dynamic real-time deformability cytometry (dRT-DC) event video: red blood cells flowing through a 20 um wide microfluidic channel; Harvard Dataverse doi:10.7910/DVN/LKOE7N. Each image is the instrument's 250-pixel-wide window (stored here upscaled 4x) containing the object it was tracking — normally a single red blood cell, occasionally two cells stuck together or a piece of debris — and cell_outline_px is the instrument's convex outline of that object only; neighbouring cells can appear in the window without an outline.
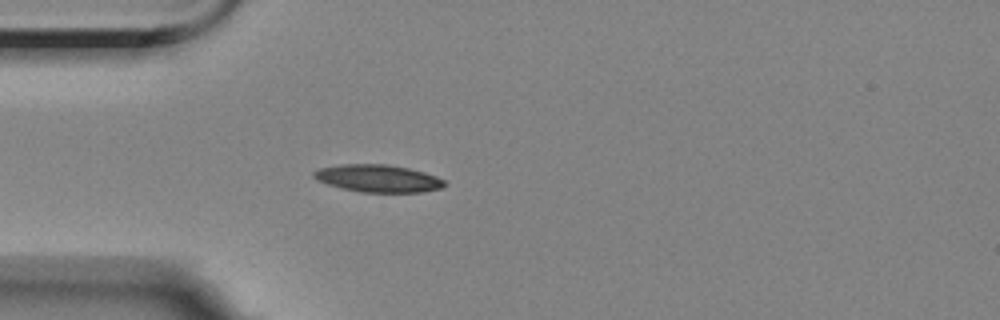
{"species": "Egyptian fruit bat (a non-hibernating species)", "species_latin": "Rousettus aegyptiacus", "temperature_condition": "room temperature", "stored_images_in_passage": 2, "camera_frame_rate_fps": 3000, "um_per_image_px": 0.085, "animal": {"sex": "female"}, "frame": {"image": 1, "passage_image": 2, "time_ms": 1.0, "image_size_px": [1000, 320], "cell_outline_px": [[444, 184], [440, 188], [424, 192], [360, 192], [340, 188], [316, 180], [312, 176], [312, 172], [320, 168], [340, 164], [384, 164], [408, 168], [424, 172], [436, 176], [444, 180]], "centroid_in_image_um": [32.09, 15.16], "position_along_channel_um": 52.9, "area_um2": 20.87}}